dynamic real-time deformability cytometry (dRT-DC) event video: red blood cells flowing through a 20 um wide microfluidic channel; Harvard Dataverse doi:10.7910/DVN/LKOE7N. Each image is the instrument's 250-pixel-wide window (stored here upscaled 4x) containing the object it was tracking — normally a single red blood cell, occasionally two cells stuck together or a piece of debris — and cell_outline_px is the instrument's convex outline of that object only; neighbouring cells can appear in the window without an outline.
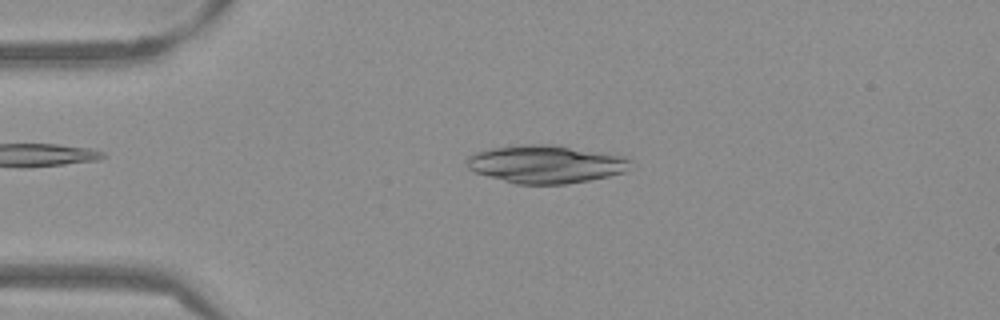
{"species": "Egyptian fruit bat (a non-hibernating species)", "species_latin": "Rousettus aegyptiacus", "temperature_condition": "warm", "stored_images_in_passage": 51, "camera_frame_rate_fps": 3000, "um_per_image_px": 0.085, "frame": {"image": 1, "passage_image": 11, "time_ms": 3.333, "image_size_px": [1000, 320], "cell_outline_px": [[632, 160], [628, 168], [624, 172], [608, 176], [588, 180], [564, 184], [516, 184], [488, 176], [476, 172], [468, 168], [464, 164], [468, 156], [476, 152], [488, 148], [524, 144], [556, 144], [604, 152], [624, 156]], "centroid_in_image_um": [46.38, 13.93], "position_along_channel_um": 38.6, "area_um2": 36.47}}
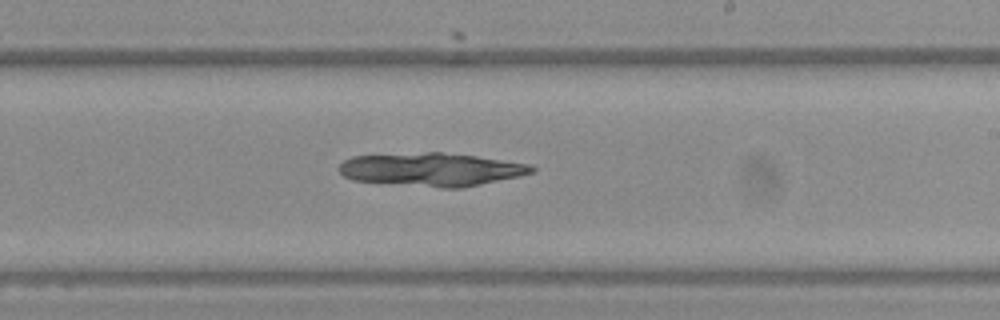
{"frame": {"image": 2, "passage_image": 30, "time_ms": 9.667, "image_size_px": [1000, 320], "cell_outline_px": [[536, 168], [532, 172], [520, 176], [460, 188], [440, 188], [352, 180], [344, 176], [340, 172], [340, 164], [344, 160], [352, 156], [428, 152], [440, 152], [476, 156], [532, 164]], "centroid_in_image_um": [36.69, 14.4], "position_along_channel_um": 252.3, "area_um2": 37.22}}
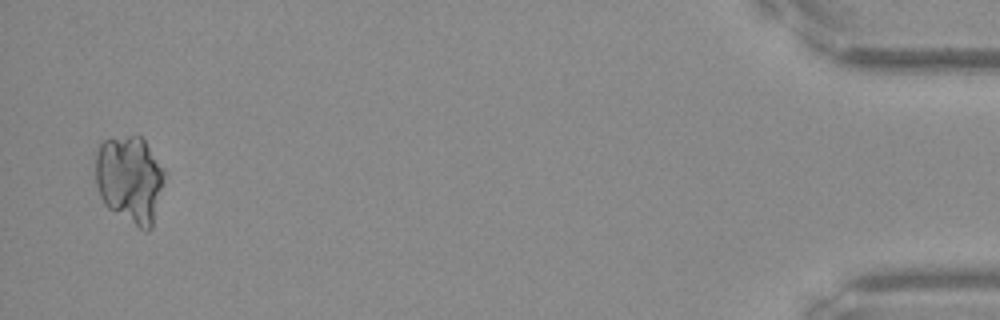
{"frame": {"image": 3, "passage_image": 50, "time_ms": 16.333, "image_size_px": [1000, 320], "cell_outline_px": [[168, 172], [152, 228], [148, 232], [144, 232], [108, 208], [104, 204], [100, 196], [96, 184], [96, 152], [100, 144], [104, 140], [128, 136], [140, 136], [144, 140]], "centroid_in_image_um": [11.08, 15.27], "position_along_channel_um": 424.1, "area_um2": 35.78}}